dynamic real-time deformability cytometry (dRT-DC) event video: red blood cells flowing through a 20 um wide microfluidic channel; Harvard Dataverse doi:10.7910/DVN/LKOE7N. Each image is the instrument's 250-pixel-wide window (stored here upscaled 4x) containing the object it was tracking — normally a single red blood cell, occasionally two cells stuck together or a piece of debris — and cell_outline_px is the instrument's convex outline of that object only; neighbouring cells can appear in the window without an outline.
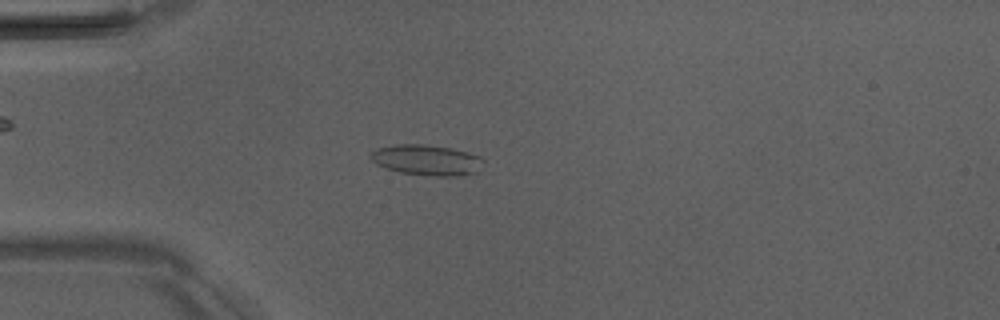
{"species": "Egyptian fruit bat (a non-hibernating species)", "species_latin": "Rousettus aegyptiacus", "temperature_condition": "room temperature", "stored_images_in_passage": 6, "camera_frame_rate_fps": 3000, "um_per_image_px": 0.085, "animal": {"sex": "male"}, "frame": {"image": 1, "passage_image": 4, "time_ms": 4.333, "image_size_px": [1000, 320], "cell_outline_px": [[484, 160], [480, 172], [456, 176], [432, 176], [400, 172], [384, 168], [376, 164], [368, 156], [376, 148], [396, 144], [424, 144], [452, 148], [468, 152], [480, 156]], "centroid_in_image_um": [36.29, 13.6], "position_along_channel_um": 48.7, "area_um2": 20.4}}